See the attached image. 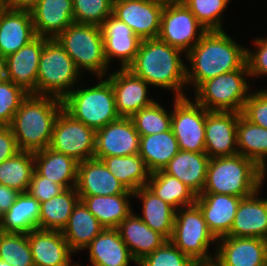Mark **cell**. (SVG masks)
<instances>
[{"instance_id":"6da1fadb","label":"cell","mask_w":267,"mask_h":266,"mask_svg":"<svg viewBox=\"0 0 267 266\" xmlns=\"http://www.w3.org/2000/svg\"><path fill=\"white\" fill-rule=\"evenodd\" d=\"M247 48L237 44L224 30L207 31L185 55L187 85L195 90L209 79L240 69L246 63Z\"/></svg>"},{"instance_id":"7a4b0ae2","label":"cell","mask_w":267,"mask_h":266,"mask_svg":"<svg viewBox=\"0 0 267 266\" xmlns=\"http://www.w3.org/2000/svg\"><path fill=\"white\" fill-rule=\"evenodd\" d=\"M182 50L159 38L142 40L134 61L127 67L151 86L171 89L175 98L186 97V64Z\"/></svg>"},{"instance_id":"3957f363","label":"cell","mask_w":267,"mask_h":266,"mask_svg":"<svg viewBox=\"0 0 267 266\" xmlns=\"http://www.w3.org/2000/svg\"><path fill=\"white\" fill-rule=\"evenodd\" d=\"M62 109L61 99L29 94L9 125L20 151L36 152L49 147L55 121Z\"/></svg>"},{"instance_id":"277c9868","label":"cell","mask_w":267,"mask_h":266,"mask_svg":"<svg viewBox=\"0 0 267 266\" xmlns=\"http://www.w3.org/2000/svg\"><path fill=\"white\" fill-rule=\"evenodd\" d=\"M260 186V167L240 154L210 158L202 193H215L245 198Z\"/></svg>"},{"instance_id":"5b68a950","label":"cell","mask_w":267,"mask_h":266,"mask_svg":"<svg viewBox=\"0 0 267 266\" xmlns=\"http://www.w3.org/2000/svg\"><path fill=\"white\" fill-rule=\"evenodd\" d=\"M102 79L92 87L73 89L62 100L68 114L95 131L120 118L111 82Z\"/></svg>"},{"instance_id":"8992f818","label":"cell","mask_w":267,"mask_h":266,"mask_svg":"<svg viewBox=\"0 0 267 266\" xmlns=\"http://www.w3.org/2000/svg\"><path fill=\"white\" fill-rule=\"evenodd\" d=\"M82 73L56 39H48L40 55L36 95L63 100L73 89Z\"/></svg>"},{"instance_id":"52a82bcc","label":"cell","mask_w":267,"mask_h":266,"mask_svg":"<svg viewBox=\"0 0 267 266\" xmlns=\"http://www.w3.org/2000/svg\"><path fill=\"white\" fill-rule=\"evenodd\" d=\"M76 67L95 73L98 78L107 74L104 41L100 26L73 22L56 38Z\"/></svg>"},{"instance_id":"ba28073f","label":"cell","mask_w":267,"mask_h":266,"mask_svg":"<svg viewBox=\"0 0 267 266\" xmlns=\"http://www.w3.org/2000/svg\"><path fill=\"white\" fill-rule=\"evenodd\" d=\"M250 77L247 62L235 71L204 81L195 90V101L207 111H233L242 113L248 99Z\"/></svg>"},{"instance_id":"9c48e42d","label":"cell","mask_w":267,"mask_h":266,"mask_svg":"<svg viewBox=\"0 0 267 266\" xmlns=\"http://www.w3.org/2000/svg\"><path fill=\"white\" fill-rule=\"evenodd\" d=\"M170 241L195 262L214 260V256L208 250L212 243H217V239L209 231L203 214L196 204L175 211Z\"/></svg>"},{"instance_id":"30bf717a","label":"cell","mask_w":267,"mask_h":266,"mask_svg":"<svg viewBox=\"0 0 267 266\" xmlns=\"http://www.w3.org/2000/svg\"><path fill=\"white\" fill-rule=\"evenodd\" d=\"M207 32L184 3H168L161 14L158 38L186 55Z\"/></svg>"},{"instance_id":"8fae6325","label":"cell","mask_w":267,"mask_h":266,"mask_svg":"<svg viewBox=\"0 0 267 266\" xmlns=\"http://www.w3.org/2000/svg\"><path fill=\"white\" fill-rule=\"evenodd\" d=\"M207 110L189 97L175 98L171 129L180 150L205 153V120Z\"/></svg>"},{"instance_id":"7c38bea8","label":"cell","mask_w":267,"mask_h":266,"mask_svg":"<svg viewBox=\"0 0 267 266\" xmlns=\"http://www.w3.org/2000/svg\"><path fill=\"white\" fill-rule=\"evenodd\" d=\"M96 131L62 109L55 121L49 148L76 161L93 159Z\"/></svg>"},{"instance_id":"4fadbf2b","label":"cell","mask_w":267,"mask_h":266,"mask_svg":"<svg viewBox=\"0 0 267 266\" xmlns=\"http://www.w3.org/2000/svg\"><path fill=\"white\" fill-rule=\"evenodd\" d=\"M164 5L158 0H114L113 15L141 40L158 38Z\"/></svg>"},{"instance_id":"5bb4252c","label":"cell","mask_w":267,"mask_h":266,"mask_svg":"<svg viewBox=\"0 0 267 266\" xmlns=\"http://www.w3.org/2000/svg\"><path fill=\"white\" fill-rule=\"evenodd\" d=\"M240 112L208 111L205 120V153L209 158L238 154L237 125Z\"/></svg>"},{"instance_id":"9a60e30c","label":"cell","mask_w":267,"mask_h":266,"mask_svg":"<svg viewBox=\"0 0 267 266\" xmlns=\"http://www.w3.org/2000/svg\"><path fill=\"white\" fill-rule=\"evenodd\" d=\"M140 135L129 117H120L96 131L94 158L138 154Z\"/></svg>"},{"instance_id":"2e32d148","label":"cell","mask_w":267,"mask_h":266,"mask_svg":"<svg viewBox=\"0 0 267 266\" xmlns=\"http://www.w3.org/2000/svg\"><path fill=\"white\" fill-rule=\"evenodd\" d=\"M106 77L112 85L116 110L120 117H131L155 102L147 95L149 84L127 68H120Z\"/></svg>"},{"instance_id":"e0dca14e","label":"cell","mask_w":267,"mask_h":266,"mask_svg":"<svg viewBox=\"0 0 267 266\" xmlns=\"http://www.w3.org/2000/svg\"><path fill=\"white\" fill-rule=\"evenodd\" d=\"M214 261L219 266H266L264 239L224 236L217 239Z\"/></svg>"},{"instance_id":"ac0fdd59","label":"cell","mask_w":267,"mask_h":266,"mask_svg":"<svg viewBox=\"0 0 267 266\" xmlns=\"http://www.w3.org/2000/svg\"><path fill=\"white\" fill-rule=\"evenodd\" d=\"M104 55L109 66L111 59H121V68H127L135 59L141 39L123 21L111 14L100 25Z\"/></svg>"},{"instance_id":"d6986e66","label":"cell","mask_w":267,"mask_h":266,"mask_svg":"<svg viewBox=\"0 0 267 266\" xmlns=\"http://www.w3.org/2000/svg\"><path fill=\"white\" fill-rule=\"evenodd\" d=\"M49 38L37 36L6 57L7 78L28 94H36L38 64L45 42Z\"/></svg>"},{"instance_id":"ffe728a7","label":"cell","mask_w":267,"mask_h":266,"mask_svg":"<svg viewBox=\"0 0 267 266\" xmlns=\"http://www.w3.org/2000/svg\"><path fill=\"white\" fill-rule=\"evenodd\" d=\"M76 189L79 196L133 194L101 160L95 158L78 163Z\"/></svg>"},{"instance_id":"44dd1931","label":"cell","mask_w":267,"mask_h":266,"mask_svg":"<svg viewBox=\"0 0 267 266\" xmlns=\"http://www.w3.org/2000/svg\"><path fill=\"white\" fill-rule=\"evenodd\" d=\"M37 37L30 10L0 8V54L17 52Z\"/></svg>"},{"instance_id":"7402d4cb","label":"cell","mask_w":267,"mask_h":266,"mask_svg":"<svg viewBox=\"0 0 267 266\" xmlns=\"http://www.w3.org/2000/svg\"><path fill=\"white\" fill-rule=\"evenodd\" d=\"M241 197L201 193L196 196L195 204L201 210L209 231L216 239L230 233Z\"/></svg>"},{"instance_id":"603a6c76","label":"cell","mask_w":267,"mask_h":266,"mask_svg":"<svg viewBox=\"0 0 267 266\" xmlns=\"http://www.w3.org/2000/svg\"><path fill=\"white\" fill-rule=\"evenodd\" d=\"M28 242L35 266H74V252L61 231L37 228L28 233Z\"/></svg>"},{"instance_id":"cb8c5ba5","label":"cell","mask_w":267,"mask_h":266,"mask_svg":"<svg viewBox=\"0 0 267 266\" xmlns=\"http://www.w3.org/2000/svg\"><path fill=\"white\" fill-rule=\"evenodd\" d=\"M30 11L37 36L55 39L74 22L73 0H38Z\"/></svg>"},{"instance_id":"d4e9b609","label":"cell","mask_w":267,"mask_h":266,"mask_svg":"<svg viewBox=\"0 0 267 266\" xmlns=\"http://www.w3.org/2000/svg\"><path fill=\"white\" fill-rule=\"evenodd\" d=\"M260 190L241 199L227 236L261 239L267 236V199L258 197Z\"/></svg>"},{"instance_id":"484cf974","label":"cell","mask_w":267,"mask_h":266,"mask_svg":"<svg viewBox=\"0 0 267 266\" xmlns=\"http://www.w3.org/2000/svg\"><path fill=\"white\" fill-rule=\"evenodd\" d=\"M117 229L136 263L167 241L163 235L152 230L134 212L126 217Z\"/></svg>"},{"instance_id":"4316f807","label":"cell","mask_w":267,"mask_h":266,"mask_svg":"<svg viewBox=\"0 0 267 266\" xmlns=\"http://www.w3.org/2000/svg\"><path fill=\"white\" fill-rule=\"evenodd\" d=\"M89 250L91 266H130L137 264L117 228H105L84 248Z\"/></svg>"},{"instance_id":"83f0119b","label":"cell","mask_w":267,"mask_h":266,"mask_svg":"<svg viewBox=\"0 0 267 266\" xmlns=\"http://www.w3.org/2000/svg\"><path fill=\"white\" fill-rule=\"evenodd\" d=\"M209 161L210 158L206 153L180 150L163 170L199 195L206 183Z\"/></svg>"},{"instance_id":"f1b7e54d","label":"cell","mask_w":267,"mask_h":266,"mask_svg":"<svg viewBox=\"0 0 267 266\" xmlns=\"http://www.w3.org/2000/svg\"><path fill=\"white\" fill-rule=\"evenodd\" d=\"M35 170L65 189L76 187L78 161L73 157L46 147L34 152Z\"/></svg>"},{"instance_id":"f546056e","label":"cell","mask_w":267,"mask_h":266,"mask_svg":"<svg viewBox=\"0 0 267 266\" xmlns=\"http://www.w3.org/2000/svg\"><path fill=\"white\" fill-rule=\"evenodd\" d=\"M238 154L253 160L260 167V186L267 173V129L247 120L242 113L237 125Z\"/></svg>"},{"instance_id":"4dcf8cb0","label":"cell","mask_w":267,"mask_h":266,"mask_svg":"<svg viewBox=\"0 0 267 266\" xmlns=\"http://www.w3.org/2000/svg\"><path fill=\"white\" fill-rule=\"evenodd\" d=\"M105 227L96 219L80 200L61 231L69 248L74 252L84 250Z\"/></svg>"},{"instance_id":"1f68e13d","label":"cell","mask_w":267,"mask_h":266,"mask_svg":"<svg viewBox=\"0 0 267 266\" xmlns=\"http://www.w3.org/2000/svg\"><path fill=\"white\" fill-rule=\"evenodd\" d=\"M179 151L171 128L165 132L140 136L138 154L143 158L150 173L163 170Z\"/></svg>"},{"instance_id":"d6a6232c","label":"cell","mask_w":267,"mask_h":266,"mask_svg":"<svg viewBox=\"0 0 267 266\" xmlns=\"http://www.w3.org/2000/svg\"><path fill=\"white\" fill-rule=\"evenodd\" d=\"M133 196L141 199L142 216L138 215L152 230L170 240L175 219V209L156 196L146 186L133 192Z\"/></svg>"},{"instance_id":"836d02e7","label":"cell","mask_w":267,"mask_h":266,"mask_svg":"<svg viewBox=\"0 0 267 266\" xmlns=\"http://www.w3.org/2000/svg\"><path fill=\"white\" fill-rule=\"evenodd\" d=\"M40 202L28 192L19 193L10 209L2 215L0 231L28 234L39 228Z\"/></svg>"},{"instance_id":"e575fe53","label":"cell","mask_w":267,"mask_h":266,"mask_svg":"<svg viewBox=\"0 0 267 266\" xmlns=\"http://www.w3.org/2000/svg\"><path fill=\"white\" fill-rule=\"evenodd\" d=\"M79 197L105 228H117L133 212L129 202L133 194Z\"/></svg>"},{"instance_id":"d590c367","label":"cell","mask_w":267,"mask_h":266,"mask_svg":"<svg viewBox=\"0 0 267 266\" xmlns=\"http://www.w3.org/2000/svg\"><path fill=\"white\" fill-rule=\"evenodd\" d=\"M146 187L175 210L195 204L196 194L164 170L150 173Z\"/></svg>"},{"instance_id":"8d00e7d4","label":"cell","mask_w":267,"mask_h":266,"mask_svg":"<svg viewBox=\"0 0 267 266\" xmlns=\"http://www.w3.org/2000/svg\"><path fill=\"white\" fill-rule=\"evenodd\" d=\"M80 201L76 187L68 188L40 203L39 229L62 231Z\"/></svg>"},{"instance_id":"74e56055","label":"cell","mask_w":267,"mask_h":266,"mask_svg":"<svg viewBox=\"0 0 267 266\" xmlns=\"http://www.w3.org/2000/svg\"><path fill=\"white\" fill-rule=\"evenodd\" d=\"M108 170L132 192L147 185L150 172L139 154L101 159Z\"/></svg>"},{"instance_id":"f35d334b","label":"cell","mask_w":267,"mask_h":266,"mask_svg":"<svg viewBox=\"0 0 267 266\" xmlns=\"http://www.w3.org/2000/svg\"><path fill=\"white\" fill-rule=\"evenodd\" d=\"M34 171V152L19 151L0 163V184L20 193L27 192Z\"/></svg>"},{"instance_id":"ab89813d","label":"cell","mask_w":267,"mask_h":266,"mask_svg":"<svg viewBox=\"0 0 267 266\" xmlns=\"http://www.w3.org/2000/svg\"><path fill=\"white\" fill-rule=\"evenodd\" d=\"M0 260L10 266H35L28 234L0 231Z\"/></svg>"},{"instance_id":"60d3db41","label":"cell","mask_w":267,"mask_h":266,"mask_svg":"<svg viewBox=\"0 0 267 266\" xmlns=\"http://www.w3.org/2000/svg\"><path fill=\"white\" fill-rule=\"evenodd\" d=\"M171 114L156 101L150 106L133 114L132 120L140 136L168 131L171 128Z\"/></svg>"},{"instance_id":"b9f144b4","label":"cell","mask_w":267,"mask_h":266,"mask_svg":"<svg viewBox=\"0 0 267 266\" xmlns=\"http://www.w3.org/2000/svg\"><path fill=\"white\" fill-rule=\"evenodd\" d=\"M183 3L207 31L224 30L222 29V14L230 0H185Z\"/></svg>"},{"instance_id":"7bdbcfd3","label":"cell","mask_w":267,"mask_h":266,"mask_svg":"<svg viewBox=\"0 0 267 266\" xmlns=\"http://www.w3.org/2000/svg\"><path fill=\"white\" fill-rule=\"evenodd\" d=\"M114 0H73L74 22L100 26L113 14Z\"/></svg>"},{"instance_id":"ee69618b","label":"cell","mask_w":267,"mask_h":266,"mask_svg":"<svg viewBox=\"0 0 267 266\" xmlns=\"http://www.w3.org/2000/svg\"><path fill=\"white\" fill-rule=\"evenodd\" d=\"M195 263L191 257L185 255L170 240H167L137 264L138 266H194Z\"/></svg>"},{"instance_id":"f6af8a7d","label":"cell","mask_w":267,"mask_h":266,"mask_svg":"<svg viewBox=\"0 0 267 266\" xmlns=\"http://www.w3.org/2000/svg\"><path fill=\"white\" fill-rule=\"evenodd\" d=\"M29 94L11 80L0 82V126H9L16 111Z\"/></svg>"},{"instance_id":"bcb514c9","label":"cell","mask_w":267,"mask_h":266,"mask_svg":"<svg viewBox=\"0 0 267 266\" xmlns=\"http://www.w3.org/2000/svg\"><path fill=\"white\" fill-rule=\"evenodd\" d=\"M242 115L251 123L267 129V90L260 89L249 95Z\"/></svg>"},{"instance_id":"7dc6e473","label":"cell","mask_w":267,"mask_h":266,"mask_svg":"<svg viewBox=\"0 0 267 266\" xmlns=\"http://www.w3.org/2000/svg\"><path fill=\"white\" fill-rule=\"evenodd\" d=\"M64 190L65 188L63 186L56 184L47 177L41 176L35 170L27 192L41 203L59 195Z\"/></svg>"},{"instance_id":"c3c4849f","label":"cell","mask_w":267,"mask_h":266,"mask_svg":"<svg viewBox=\"0 0 267 266\" xmlns=\"http://www.w3.org/2000/svg\"><path fill=\"white\" fill-rule=\"evenodd\" d=\"M256 51L247 48L246 62L250 77L267 76V37L254 40ZM258 48V49H257Z\"/></svg>"},{"instance_id":"681fc988","label":"cell","mask_w":267,"mask_h":266,"mask_svg":"<svg viewBox=\"0 0 267 266\" xmlns=\"http://www.w3.org/2000/svg\"><path fill=\"white\" fill-rule=\"evenodd\" d=\"M20 149L10 126H0V163L15 156Z\"/></svg>"},{"instance_id":"f907efd6","label":"cell","mask_w":267,"mask_h":266,"mask_svg":"<svg viewBox=\"0 0 267 266\" xmlns=\"http://www.w3.org/2000/svg\"><path fill=\"white\" fill-rule=\"evenodd\" d=\"M19 193L14 188L0 184V213L2 215L10 209Z\"/></svg>"},{"instance_id":"816d5d0a","label":"cell","mask_w":267,"mask_h":266,"mask_svg":"<svg viewBox=\"0 0 267 266\" xmlns=\"http://www.w3.org/2000/svg\"><path fill=\"white\" fill-rule=\"evenodd\" d=\"M38 0H4L3 7L8 9L31 10Z\"/></svg>"},{"instance_id":"f5cc1de1","label":"cell","mask_w":267,"mask_h":266,"mask_svg":"<svg viewBox=\"0 0 267 266\" xmlns=\"http://www.w3.org/2000/svg\"><path fill=\"white\" fill-rule=\"evenodd\" d=\"M7 79L6 57L0 54V82Z\"/></svg>"},{"instance_id":"db71d44e","label":"cell","mask_w":267,"mask_h":266,"mask_svg":"<svg viewBox=\"0 0 267 266\" xmlns=\"http://www.w3.org/2000/svg\"><path fill=\"white\" fill-rule=\"evenodd\" d=\"M194 266H219L214 260L209 262H196Z\"/></svg>"},{"instance_id":"11a10c76","label":"cell","mask_w":267,"mask_h":266,"mask_svg":"<svg viewBox=\"0 0 267 266\" xmlns=\"http://www.w3.org/2000/svg\"><path fill=\"white\" fill-rule=\"evenodd\" d=\"M158 1L168 4V3H183L185 0H158Z\"/></svg>"},{"instance_id":"9f6ffc18","label":"cell","mask_w":267,"mask_h":266,"mask_svg":"<svg viewBox=\"0 0 267 266\" xmlns=\"http://www.w3.org/2000/svg\"><path fill=\"white\" fill-rule=\"evenodd\" d=\"M0 266H10V264L0 260Z\"/></svg>"},{"instance_id":"6f0895ef","label":"cell","mask_w":267,"mask_h":266,"mask_svg":"<svg viewBox=\"0 0 267 266\" xmlns=\"http://www.w3.org/2000/svg\"><path fill=\"white\" fill-rule=\"evenodd\" d=\"M265 242V251H266V259H267V236L264 238Z\"/></svg>"},{"instance_id":"680465c9","label":"cell","mask_w":267,"mask_h":266,"mask_svg":"<svg viewBox=\"0 0 267 266\" xmlns=\"http://www.w3.org/2000/svg\"><path fill=\"white\" fill-rule=\"evenodd\" d=\"M1 224H2V214L0 213V228H1Z\"/></svg>"},{"instance_id":"91938a15","label":"cell","mask_w":267,"mask_h":266,"mask_svg":"<svg viewBox=\"0 0 267 266\" xmlns=\"http://www.w3.org/2000/svg\"><path fill=\"white\" fill-rule=\"evenodd\" d=\"M3 2H4V0H0V5H1V6L3 5Z\"/></svg>"}]
</instances>
